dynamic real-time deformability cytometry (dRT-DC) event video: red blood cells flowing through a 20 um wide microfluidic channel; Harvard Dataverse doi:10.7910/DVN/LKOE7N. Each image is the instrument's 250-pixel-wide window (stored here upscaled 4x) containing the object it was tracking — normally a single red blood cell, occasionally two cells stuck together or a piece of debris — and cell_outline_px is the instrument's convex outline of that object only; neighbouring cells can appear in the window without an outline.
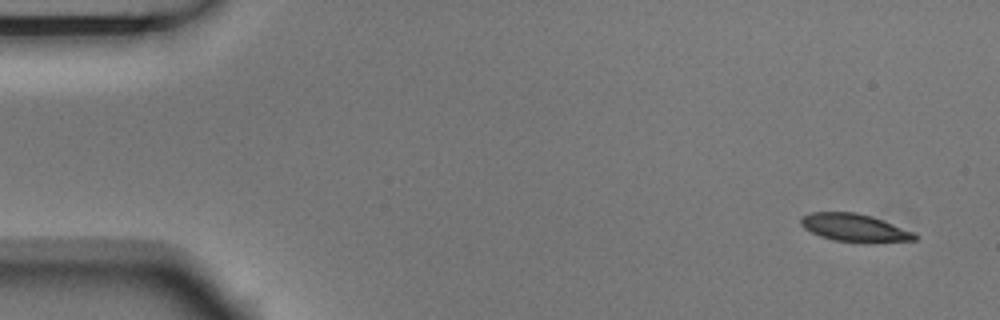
{"species": "Egyptian fruit bat (a non-hibernating species)", "species_latin": "Rousettus aegyptiacus", "temperature_condition": "room temperature", "stored_images_in_passage": 6, "camera_frame_rate_fps": 3000, "um_per_image_px": 0.085, "animal": {"sex": "male"}, "frame": {"image": 1, "passage_image": 1, "time_ms": 0.0, "image_size_px": [1000, 320], "cell_outline_px": [[916, 240], [832, 240], [820, 236], [804, 228], [800, 224], [800, 216], [812, 212], [856, 212], [872, 216], [912, 232], [916, 236]], "centroid_in_image_um": [72.5, 19.3], "position_along_channel_um": 12.5, "area_um2": 17.46}}
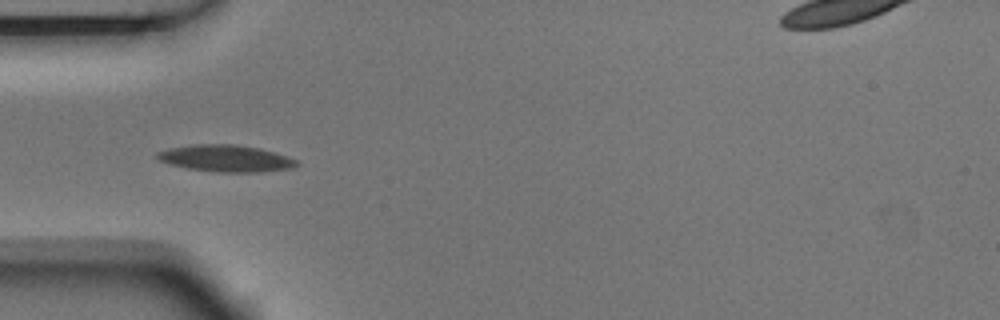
{"frame": {"image": 2, "passage_image": 5, "time_ms": 1.333, "image_size_px": [1000, 320], "cell_outline_px": [[300, 164], [292, 168], [264, 172], [216, 172], [188, 168], [168, 164], [156, 160], [156, 152], [168, 148], [192, 144], [236, 144], [260, 148], [288, 156], [296, 160]], "centroid_in_image_um": [19.17, 13.46], "position_along_channel_um": 65.8, "area_um2": 22.08}}
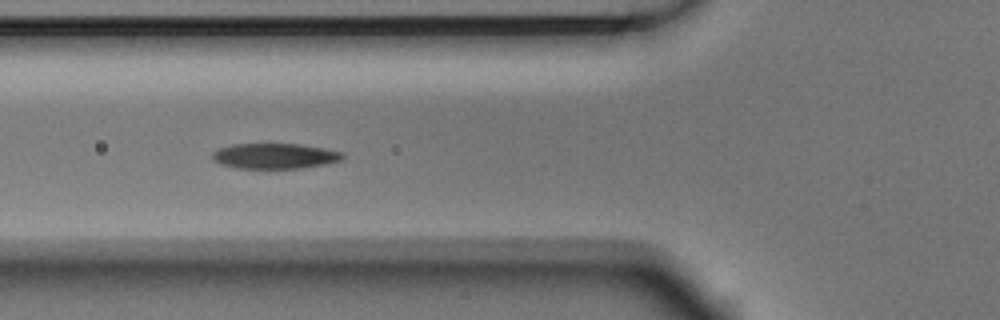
{"frame": {"image": 3, "passage_image": 6, "time_ms": 1.667, "image_size_px": [1000, 320], "cell_outline_px": [[344, 156], [340, 160], [328, 164], [300, 168], [236, 168], [220, 164], [212, 160], [212, 152], [220, 148], [232, 144], [300, 144], [324, 148], [340, 152]], "centroid_in_image_um": [23.32, 13.26], "position_along_channel_um": 102.5, "area_um2": 19.25}}